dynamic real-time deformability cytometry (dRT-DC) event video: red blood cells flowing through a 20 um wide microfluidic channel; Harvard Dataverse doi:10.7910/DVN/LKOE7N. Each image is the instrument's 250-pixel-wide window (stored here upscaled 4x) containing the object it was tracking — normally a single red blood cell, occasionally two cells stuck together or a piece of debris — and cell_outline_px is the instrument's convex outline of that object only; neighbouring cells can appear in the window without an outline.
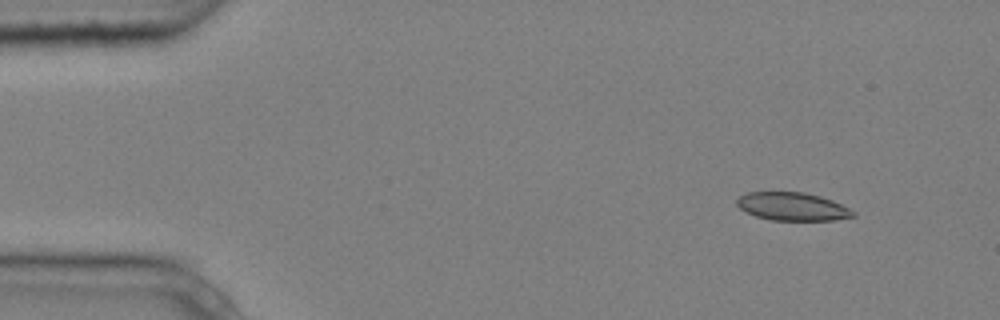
{"species": "common noctule bat (a hibernating species)", "species_latin": "Nyctalus noctula", "temperature_condition": "cold", "stored_images_in_passage": 4, "camera_frame_rate_fps": 3000, "um_per_image_px": 0.085, "animal": {"sex": "male", "body_mass_g": 20.4}, "frame": {"image": 1, "passage_image": 2, "time_ms": 0.333, "image_size_px": [1000, 320], "cell_outline_px": [[856, 216], [836, 220], [772, 220], [756, 216], [740, 208], [736, 204], [736, 200], [740, 196], [748, 192], [804, 192], [820, 196], [832, 200], [856, 212]], "centroid_in_image_um": [67.38, 17.55], "position_along_channel_um": 17.6, "area_um2": 18.96}}
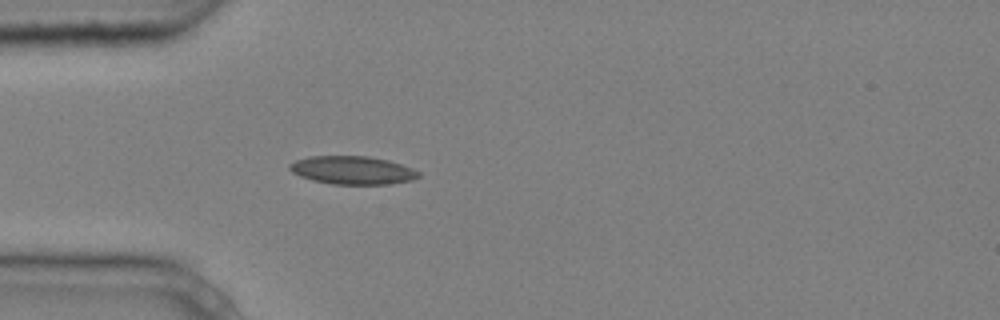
{"frame": {"image": 2, "passage_image": 4, "time_ms": 1.0, "image_size_px": [1000, 320], "cell_outline_px": [[420, 176], [412, 180], [392, 184], [332, 184], [312, 180], [300, 176], [292, 172], [288, 168], [288, 164], [296, 160], [308, 156], [368, 156], [388, 160], [412, 168], [420, 172]], "centroid_in_image_um": [29.95, 14.47], "position_along_channel_um": 55.1, "area_um2": 21.27}}